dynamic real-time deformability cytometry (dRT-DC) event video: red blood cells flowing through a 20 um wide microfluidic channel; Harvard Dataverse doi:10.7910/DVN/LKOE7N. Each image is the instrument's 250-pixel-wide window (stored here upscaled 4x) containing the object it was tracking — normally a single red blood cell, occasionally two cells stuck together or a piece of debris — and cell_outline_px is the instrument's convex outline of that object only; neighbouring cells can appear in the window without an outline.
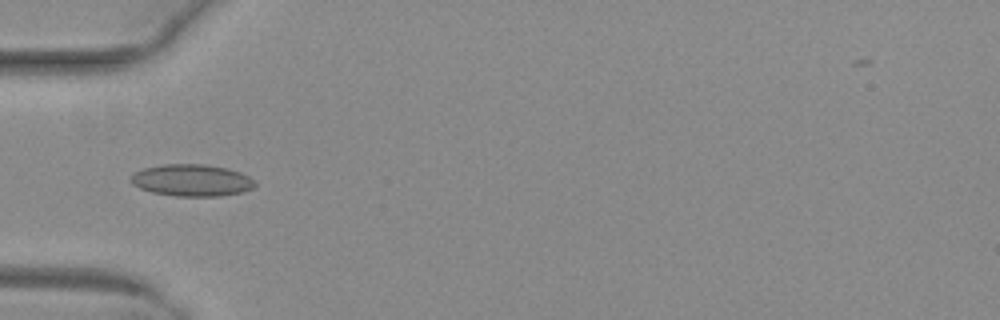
{"species": "common noctule bat (a hibernating species)", "species_latin": "Nyctalus noctula", "temperature_condition": "warm", "stored_images_in_passage": 41, "camera_frame_rate_fps": 3000, "um_per_image_px": 0.085, "animal": {"sex": "female", "body_mass_g": 29.2, "forearm_length_mm": 56.3}, "frame": {"image": 1, "passage_image": 8, "time_ms": 2.333, "image_size_px": [1000, 320], "cell_outline_px": [[256, 184], [252, 188], [244, 192], [220, 196], [176, 196], [152, 192], [140, 188], [132, 184], [128, 180], [136, 172], [144, 168], [164, 164], [204, 164], [228, 168], [240, 172], [256, 180]], "centroid_in_image_um": [16.33, 15.32], "position_along_channel_um": 68.7, "area_um2": 23.18}}
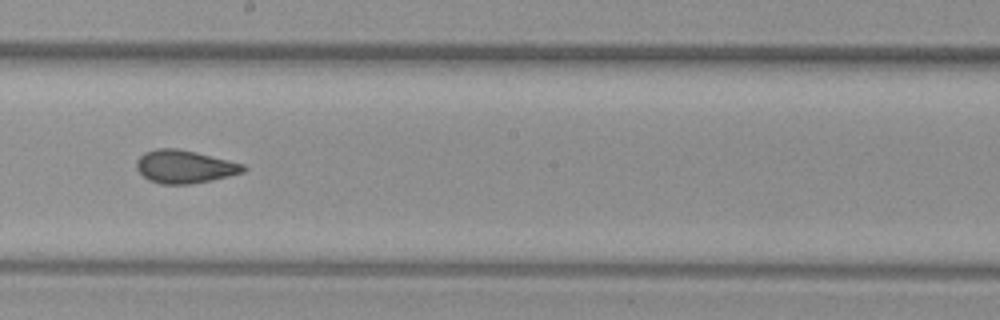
{"frame": {"image": 2, "passage_image": 20, "time_ms": 6.333, "image_size_px": [1000, 320], "cell_outline_px": [[248, 168], [244, 172], [212, 180], [188, 184], [160, 184], [148, 180], [136, 168], [136, 160], [144, 152], [156, 148], [176, 148], [196, 152], [244, 164]], "centroid_in_image_um": [15.68, 14.16], "position_along_channel_um": 232.5, "area_um2": 20.58}}
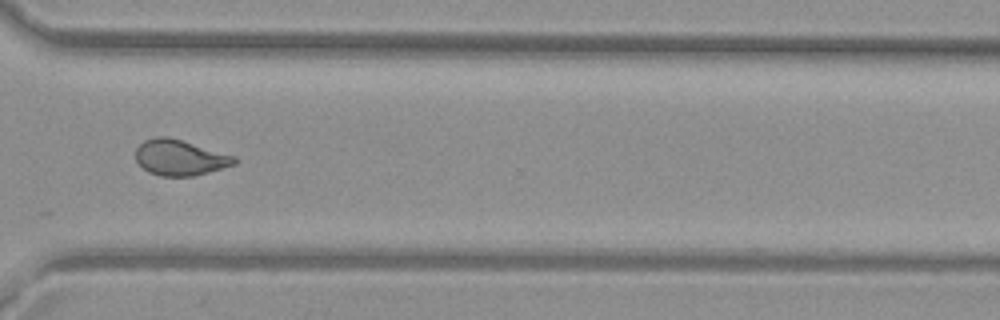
{"frame": {"image": 3, "passage_image": 29, "time_ms": 9.333, "image_size_px": [1000, 320], "cell_outline_px": [[240, 160], [236, 164], [224, 168], [192, 176], [160, 176], [148, 172], [136, 160], [136, 148], [144, 140], [156, 136], [168, 136], [236, 156]], "centroid_in_image_um": [15.32, 13.39], "position_along_channel_um": 355.3, "area_um2": 20.63}, "authors_computed_cell_mechanics": {"area_um2": 20.6346, "velocity_mm_per_s": 4.0981, "shape_relaxation_time_tau1_ms": null, "shape_relaxation_time_tau2_ms": 1.2938, "deformation_change_tau1": null, "deformation_change_tau2": 0.0705}}